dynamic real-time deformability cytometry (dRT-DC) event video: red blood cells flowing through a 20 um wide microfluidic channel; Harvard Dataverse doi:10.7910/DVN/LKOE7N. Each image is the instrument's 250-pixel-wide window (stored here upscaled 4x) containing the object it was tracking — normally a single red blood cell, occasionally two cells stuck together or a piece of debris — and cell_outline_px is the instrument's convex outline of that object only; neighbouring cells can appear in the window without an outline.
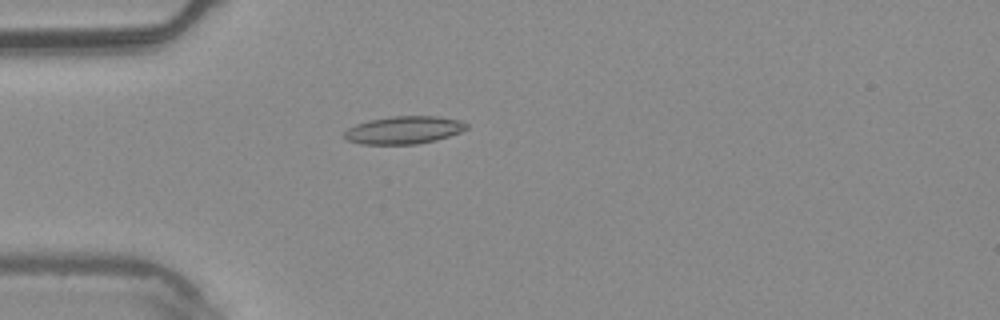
{"species": "common noctule bat (a hibernating species)", "species_latin": "Nyctalus noctula", "temperature_condition": "warm", "stored_images_in_passage": 1, "camera_frame_rate_fps": 3000, "um_per_image_px": 0.085, "animal": {"sex": "male", "body_mass_g": 20.4}, "frame": {"image": 1, "passage_image": 1, "time_ms": 0.0, "image_size_px": [1000, 320], "cell_outline_px": [[468, 128], [460, 132], [436, 140], [416, 144], [360, 144], [348, 140], [340, 136], [348, 128], [356, 124], [368, 120], [392, 116], [436, 116], [460, 120], [468, 124]], "centroid_in_image_um": [34.3, 11.05], "position_along_channel_um": 50.7, "area_um2": 19.83}}